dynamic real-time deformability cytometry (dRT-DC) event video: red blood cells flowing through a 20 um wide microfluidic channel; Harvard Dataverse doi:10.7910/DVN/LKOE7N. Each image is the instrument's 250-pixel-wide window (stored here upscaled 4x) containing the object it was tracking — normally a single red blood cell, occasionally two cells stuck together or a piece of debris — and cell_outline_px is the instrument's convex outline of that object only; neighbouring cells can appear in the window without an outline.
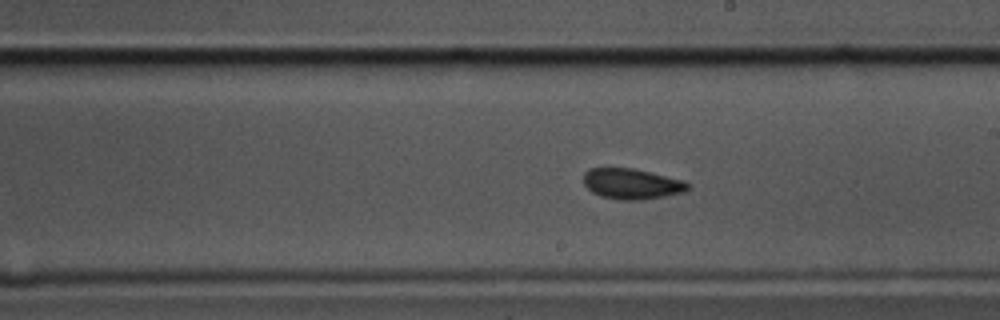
{"species": "common noctule bat (a hibernating species)", "species_latin": "Nyctalus noctula", "temperature_condition": "cold", "stored_images_in_passage": 44, "camera_frame_rate_fps": 3000, "um_per_image_px": 0.085, "animal": {"sex": "male", "body_mass_g": 17.5, "forearm_length_mm": 52.3}, "frame": {"image": 1, "passage_image": 30, "time_ms": 9.667, "image_size_px": [1000, 320], "cell_outline_px": [[688, 188], [684, 192], [664, 196], [640, 200], [620, 200], [600, 196], [592, 192], [584, 184], [584, 172], [588, 168], [632, 168], [684, 180], [688, 184]], "centroid_in_image_um": [53.67, 15.62], "position_along_channel_um": 235.3, "area_um2": 18.5}}
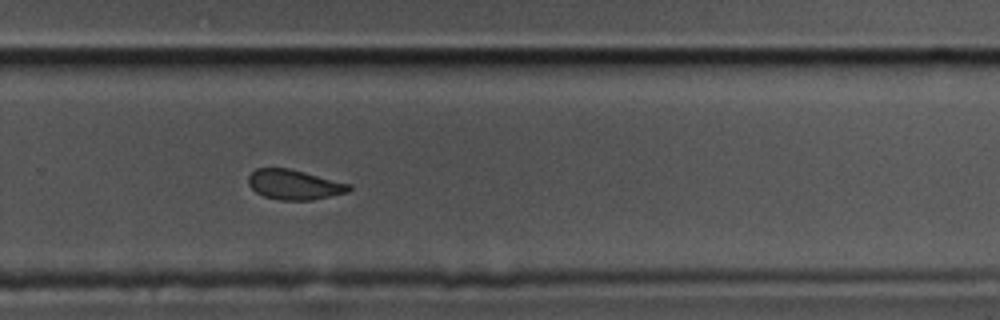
{"frame": {"image": 2, "passage_image": 36, "time_ms": 11.667, "image_size_px": [1000, 320], "cell_outline_px": [[352, 188], [348, 192], [312, 200], [280, 200], [264, 196], [256, 192], [248, 184], [248, 176], [256, 168], [288, 168], [352, 184]], "centroid_in_image_um": [25.02, 15.69], "position_along_channel_um": 304.8, "area_um2": 17.51}}
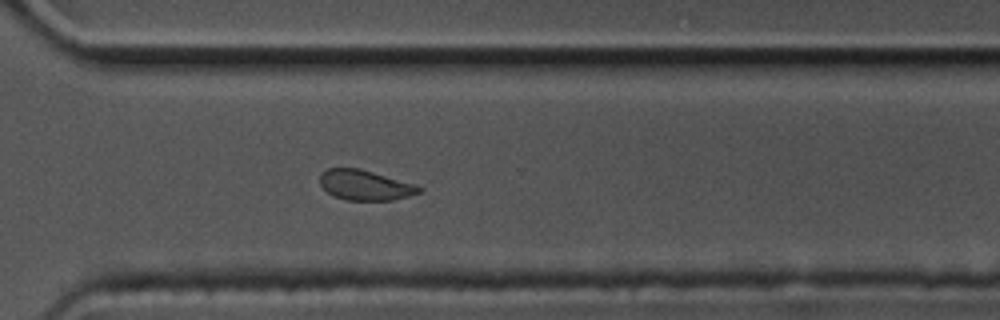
{"frame": {"image": 3, "passage_image": 39, "time_ms": 12.667, "image_size_px": [1000, 320], "cell_outline_px": [[424, 188], [420, 192], [408, 196], [392, 200], [344, 200], [332, 196], [320, 184], [320, 172], [328, 168], [360, 168], [416, 184]], "centroid_in_image_um": [31.02, 15.73], "position_along_channel_um": 339.6, "area_um2": 17.57}, "authors_computed_cell_mechanics": {"area_um2": 18.5538, "velocity_mm_per_s": 3.4752, "shape_relaxation_time_tau1_ms": 2.6642, "shape_relaxation_time_tau2_ms": 1.893, "deformation_change_tau1": 0.0918, "deformation_change_tau2": 0.0691}}